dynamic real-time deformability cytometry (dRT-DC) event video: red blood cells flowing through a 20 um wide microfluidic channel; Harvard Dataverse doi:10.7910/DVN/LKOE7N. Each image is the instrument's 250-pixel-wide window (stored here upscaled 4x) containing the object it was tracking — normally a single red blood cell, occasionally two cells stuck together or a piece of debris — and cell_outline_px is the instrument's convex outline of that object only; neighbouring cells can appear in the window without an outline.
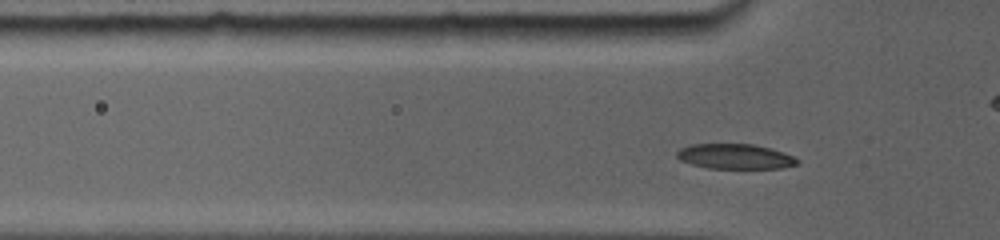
{"species": "common noctule bat (a hibernating species)", "species_latin": "Nyctalus noctula", "temperature_condition": "room temperature", "stored_images_in_passage": 24, "camera_frame_rate_fps": 5000, "um_per_image_px": 0.085, "animal": {"sex": "female", "body_mass_g": 19.0, "forearm_length_mm": 56.7}, "frame": {"image": 1, "passage_image": 8, "time_ms": 1.8, "image_size_px": [1000, 240], "cell_outline_px": [[800, 164], [780, 168], [708, 168], [692, 164], [680, 160], [676, 156], [676, 152], [680, 148], [692, 144], [752, 144], [768, 148], [792, 156], [800, 160]], "centroid_in_image_um": [62.46, 13.3], "position_along_channel_um": 63.3, "area_um2": 17.4}}
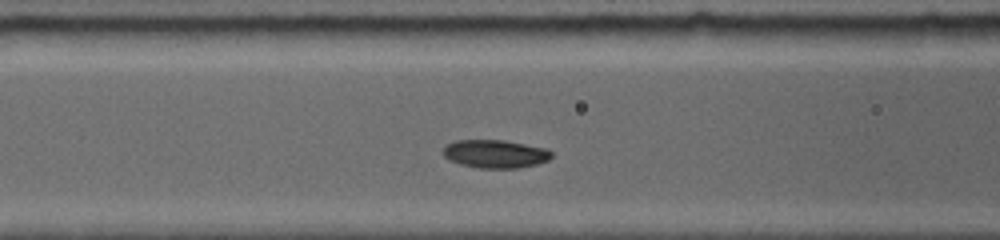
{"frame": {"image": 2, "passage_image": 14, "time_ms": 3.4, "image_size_px": [1000, 240], "cell_outline_px": [[552, 156], [548, 160], [536, 164], [516, 168], [476, 168], [460, 164], [448, 160], [444, 156], [444, 148], [448, 144], [456, 140], [500, 140], [524, 144], [544, 148], [552, 152]], "centroid_in_image_um": [42.07, 13.09], "position_along_channel_um": 124.5, "area_um2": 17.63}}
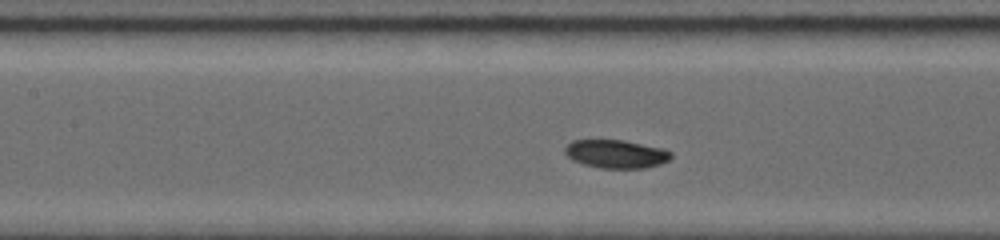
{"frame": {"image": 3, "passage_image": 18, "time_ms": 4.2, "image_size_px": [1000, 240], "cell_outline_px": [[672, 156], [668, 160], [660, 164], [644, 168], [600, 168], [584, 164], [572, 160], [564, 152], [564, 148], [568, 144], [576, 140], [620, 140], [660, 148], [672, 152]], "centroid_in_image_um": [52.35, 13.09], "position_along_channel_um": 155.1, "area_um2": 17.22}}